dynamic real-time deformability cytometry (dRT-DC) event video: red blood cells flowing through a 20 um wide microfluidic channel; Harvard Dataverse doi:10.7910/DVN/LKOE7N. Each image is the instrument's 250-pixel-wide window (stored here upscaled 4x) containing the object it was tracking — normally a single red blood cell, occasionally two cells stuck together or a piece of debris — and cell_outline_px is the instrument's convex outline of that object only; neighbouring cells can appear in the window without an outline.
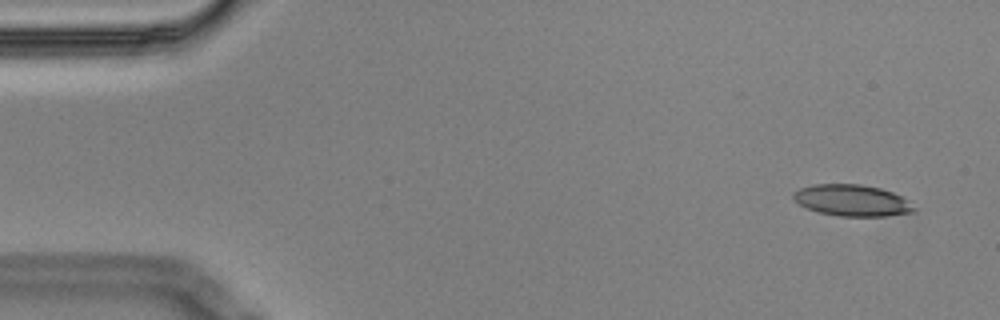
{"species": "Egyptian fruit bat (a non-hibernating species)", "species_latin": "Rousettus aegyptiacus", "temperature_condition": "cold", "stored_images_in_passage": 4, "camera_frame_rate_fps": 3000, "um_per_image_px": 0.085, "animal": {"sex": "male"}, "frame": {"image": 1, "passage_image": 1, "time_ms": 0.0, "image_size_px": [1000, 320], "cell_outline_px": [[916, 212], [888, 216], [840, 216], [820, 212], [808, 208], [800, 204], [792, 196], [792, 192], [800, 188], [812, 184], [860, 184], [880, 188], [892, 192], [908, 200], [916, 208]], "centroid_in_image_um": [72.45, 17.03], "position_along_channel_um": 12.5, "area_um2": 22.08}}